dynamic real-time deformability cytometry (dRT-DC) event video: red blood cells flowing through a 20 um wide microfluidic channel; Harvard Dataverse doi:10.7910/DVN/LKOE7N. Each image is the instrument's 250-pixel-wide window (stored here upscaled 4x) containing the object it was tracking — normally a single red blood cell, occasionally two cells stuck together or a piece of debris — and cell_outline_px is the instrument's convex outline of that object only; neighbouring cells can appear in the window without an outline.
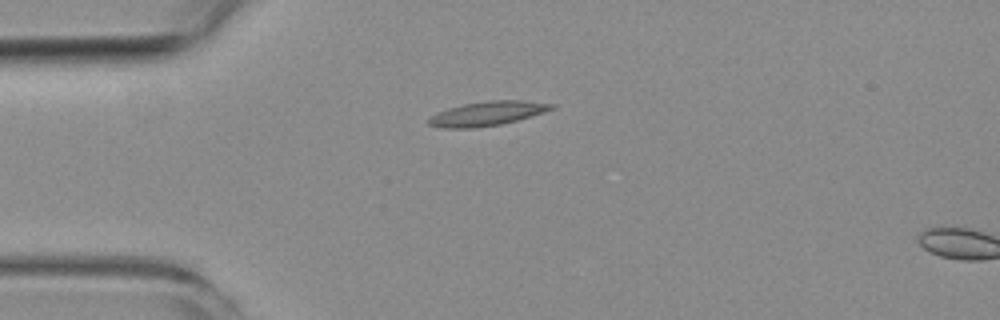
{"species": "common noctule bat (a hibernating species)", "species_latin": "Nyctalus noctula", "temperature_condition": "room temperature", "stored_images_in_passage": 3, "camera_frame_rate_fps": 3000, "um_per_image_px": 0.085, "animal": {"sex": "female", "body_mass_g": 19.3, "forearm_length_mm": 54.1}, "frame": {"image": 1, "passage_image": 2, "time_ms": 1.333, "image_size_px": [1000, 320], "cell_outline_px": [[556, 108], [544, 112], [516, 120], [500, 124], [476, 128], [440, 128], [428, 124], [428, 120], [432, 116], [448, 108], [464, 104], [488, 100], [520, 100], [556, 104]], "centroid_in_image_um": [41.44, 9.65], "position_along_channel_um": 43.6, "area_um2": 17.22}}